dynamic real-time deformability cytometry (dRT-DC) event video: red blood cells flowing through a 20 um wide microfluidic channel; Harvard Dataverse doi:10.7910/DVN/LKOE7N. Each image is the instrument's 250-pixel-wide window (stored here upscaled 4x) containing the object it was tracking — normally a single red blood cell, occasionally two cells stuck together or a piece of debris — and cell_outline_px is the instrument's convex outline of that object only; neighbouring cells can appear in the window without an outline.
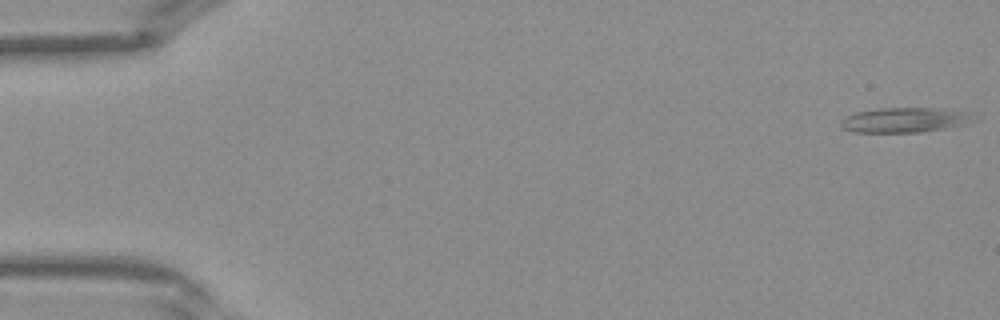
{"species": "Egyptian fruit bat (a non-hibernating species)", "species_latin": "Rousettus aegyptiacus", "temperature_condition": "warm", "stored_images_in_passage": 11, "camera_frame_rate_fps": 3000, "um_per_image_px": 0.085, "frame": {"image": 1, "passage_image": 1, "time_ms": 0.0, "image_size_px": [1000, 320], "cell_outline_px": [[980, 120], [972, 124], [920, 132], [852, 132], [844, 128], [840, 124], [840, 120], [844, 116], [856, 112], [876, 108], [940, 108], [968, 112]], "centroid_in_image_um": [76.98, 10.19], "position_along_channel_um": 8.0, "area_um2": 19.71}}